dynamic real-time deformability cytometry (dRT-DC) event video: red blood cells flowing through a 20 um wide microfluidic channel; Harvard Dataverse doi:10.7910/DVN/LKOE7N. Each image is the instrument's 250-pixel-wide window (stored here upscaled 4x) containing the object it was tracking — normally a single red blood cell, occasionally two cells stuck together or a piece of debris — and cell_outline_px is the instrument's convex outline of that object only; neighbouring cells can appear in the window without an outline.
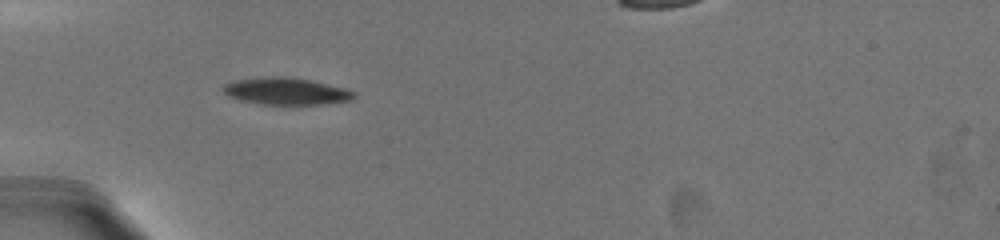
{"species": "common noctule bat (a hibernating species)", "species_latin": "Nyctalus noctula", "temperature_condition": "warm", "stored_images_in_passage": 61, "camera_frame_rate_fps": 3000, "um_per_image_px": 0.085, "animal": {"sex": "female", "body_mass_g": 19.5, "forearm_length_mm": 54.1}, "frame": {"image": 1, "passage_image": 1, "time_ms": 0.0, "image_size_px": [1000, 240], "cell_outline_px": [[356, 96], [352, 100], [320, 104], [260, 104], [240, 100], [228, 96], [224, 92], [224, 84], [236, 80], [264, 76], [288, 76], [312, 80], [344, 88], [356, 92]], "centroid_in_image_um": [24.33, 7.74], "position_along_channel_um": 60.7, "area_um2": 20.63}}
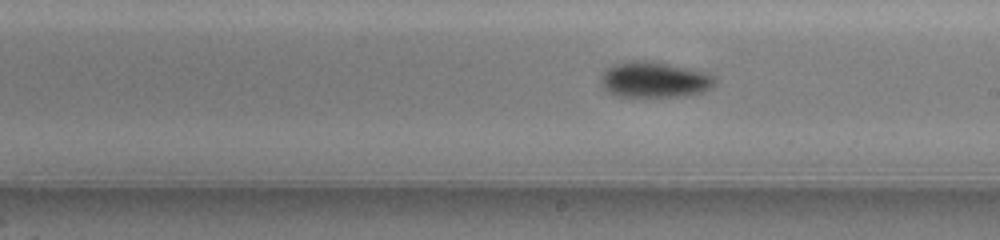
{"frame": {"image": 2, "passage_image": 24, "time_ms": 5.0, "image_size_px": [1000, 240], "cell_outline_px": [[716, 84], [712, 88], [704, 92], [684, 96], [616, 96], [608, 92], [600, 84], [600, 76], [604, 68], [612, 64], [624, 60], [652, 60], [708, 72], [716, 76]], "centroid_in_image_um": [55.62, 6.74], "position_along_channel_um": 233.4, "area_um2": 24.57}}
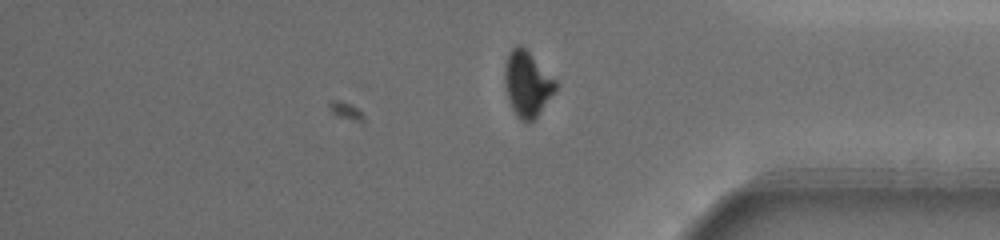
{"frame": {"image": 3, "passage_image": 49, "time_ms": 9.667, "image_size_px": [1000, 240], "cell_outline_px": [[556, 92], [536, 116], [528, 124], [520, 120], [516, 116], [508, 100], [504, 84], [504, 68], [508, 52], [516, 44], [520, 44], [556, 80]], "centroid_in_image_um": [44.79, 7.14], "position_along_channel_um": 390.4, "area_um2": 19.42}}